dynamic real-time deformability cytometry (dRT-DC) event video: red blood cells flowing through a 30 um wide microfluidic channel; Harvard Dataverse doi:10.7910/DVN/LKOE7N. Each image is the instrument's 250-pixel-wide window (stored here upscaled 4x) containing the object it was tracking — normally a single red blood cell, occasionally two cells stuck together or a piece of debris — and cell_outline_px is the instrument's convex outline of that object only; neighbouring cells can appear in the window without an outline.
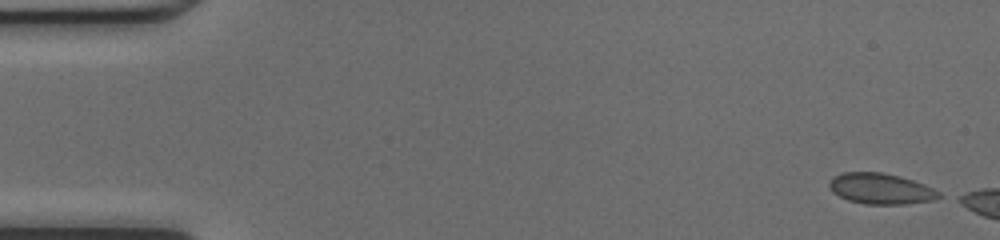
{"species": "common noctule bat (a hibernating species)", "species_latin": "Nyctalus noctula", "temperature_condition": "cold", "stored_images_in_passage": 10, "camera_frame_rate_fps": 3000, "um_per_image_px": 0.085, "animal": {"sex": "female", "body_mass_g": 17.0, "forearm_length_mm": 48.0}, "frame": {"image": 1, "passage_image": 1, "time_ms": 0.0, "image_size_px": [1000, 240], "cell_outline_px": [[948, 196], [936, 200], [904, 204], [864, 204], [848, 200], [832, 192], [828, 184], [832, 176], [844, 172], [880, 172], [900, 176], [924, 184]], "centroid_in_image_um": [74.91, 16.04], "position_along_channel_um": 10.1, "area_um2": 19.94}}